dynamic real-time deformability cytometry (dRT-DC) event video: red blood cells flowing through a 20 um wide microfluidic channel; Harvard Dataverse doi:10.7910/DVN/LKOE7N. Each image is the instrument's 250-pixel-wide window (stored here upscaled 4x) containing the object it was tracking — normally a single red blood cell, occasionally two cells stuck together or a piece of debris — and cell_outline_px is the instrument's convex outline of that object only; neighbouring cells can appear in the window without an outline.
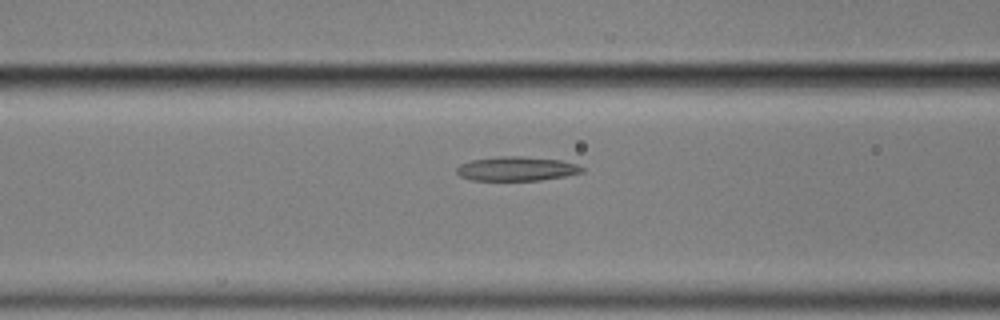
{"species": "common noctule bat (a hibernating species)", "species_latin": "Nyctalus noctula", "temperature_condition": "cold", "stored_images_in_passage": 13, "camera_frame_rate_fps": 3000, "um_per_image_px": 0.085, "animal": {"sex": "male", "body_mass_g": 17.9}, "frame": {"image": 1, "passage_image": 11, "time_ms": 3.333, "image_size_px": [1000, 320], "cell_outline_px": [[584, 172], [564, 176], [540, 180], [472, 180], [460, 176], [456, 172], [456, 168], [460, 164], [472, 160], [500, 156], [524, 156], [560, 160], [576, 164], [584, 168]], "centroid_in_image_um": [43.91, 14.34], "position_along_channel_um": 122.7, "area_um2": 17.63}}